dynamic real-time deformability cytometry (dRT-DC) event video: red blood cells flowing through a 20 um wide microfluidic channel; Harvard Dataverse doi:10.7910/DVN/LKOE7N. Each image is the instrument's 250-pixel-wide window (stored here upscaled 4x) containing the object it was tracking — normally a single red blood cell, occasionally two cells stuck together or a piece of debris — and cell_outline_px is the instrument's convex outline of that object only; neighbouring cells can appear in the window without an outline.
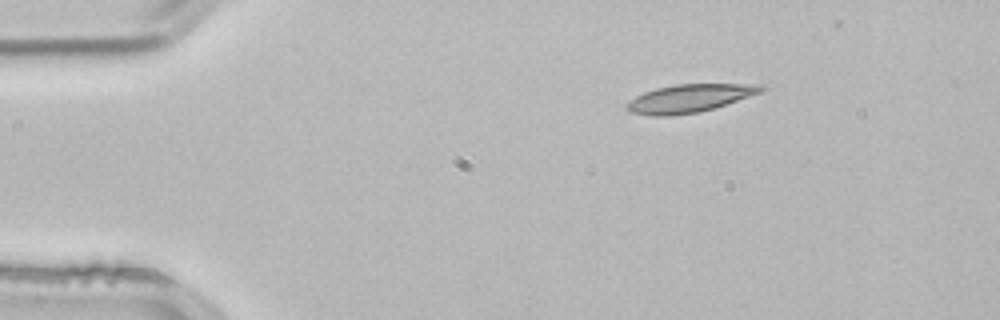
{"species": "common noctule bat (a hibernating species)", "species_latin": "Nyctalus noctula", "temperature_condition": "room temperature", "stored_images_in_passage": 2, "camera_frame_rate_fps": 3000, "um_per_image_px": 0.085, "animal": {"sex": "male", "body_mass_g": 21.5, "forearm_length_mm": 52.0}, "frame": {"image": 1, "passage_image": 1, "time_ms": 0.0, "image_size_px": [1000, 320], "cell_outline_px": [[768, 88], [760, 92], [700, 112], [668, 116], [652, 116], [632, 112], [624, 108], [624, 104], [628, 100], [644, 92], [656, 88], [676, 84], [764, 84]], "centroid_in_image_um": [58.55, 8.35], "position_along_channel_um": 26.5, "area_um2": 21.85}}